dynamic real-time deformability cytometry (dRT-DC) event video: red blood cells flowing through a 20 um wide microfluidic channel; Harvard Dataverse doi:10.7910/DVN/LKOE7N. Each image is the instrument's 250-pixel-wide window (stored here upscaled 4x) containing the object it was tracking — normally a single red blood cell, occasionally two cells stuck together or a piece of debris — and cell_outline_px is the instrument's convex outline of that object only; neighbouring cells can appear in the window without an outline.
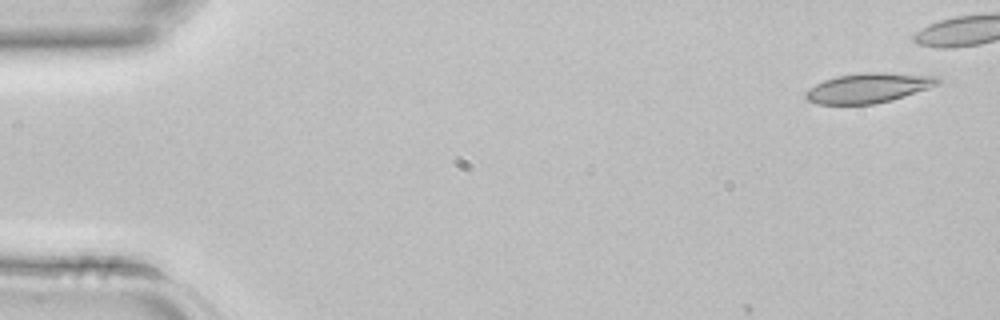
{"species": "common noctule bat (a hibernating species)", "species_latin": "Nyctalus noctula", "temperature_condition": "room temperature", "stored_images_in_passage": 5, "camera_frame_rate_fps": 3000, "um_per_image_px": 0.085, "animal": {"sex": "female", "body_mass_g": 22.7, "forearm_length_mm": 54.2}, "frame": {"image": 1, "passage_image": 1, "time_ms": 0.0, "image_size_px": [1000, 320], "cell_outline_px": [[940, 84], [892, 100], [872, 104], [816, 104], [808, 100], [804, 96], [804, 92], [816, 84], [824, 80], [836, 76], [864, 72], [884, 72], [940, 76]], "centroid_in_image_um": [73.82, 7.46], "position_along_channel_um": 11.2, "area_um2": 23.0}}